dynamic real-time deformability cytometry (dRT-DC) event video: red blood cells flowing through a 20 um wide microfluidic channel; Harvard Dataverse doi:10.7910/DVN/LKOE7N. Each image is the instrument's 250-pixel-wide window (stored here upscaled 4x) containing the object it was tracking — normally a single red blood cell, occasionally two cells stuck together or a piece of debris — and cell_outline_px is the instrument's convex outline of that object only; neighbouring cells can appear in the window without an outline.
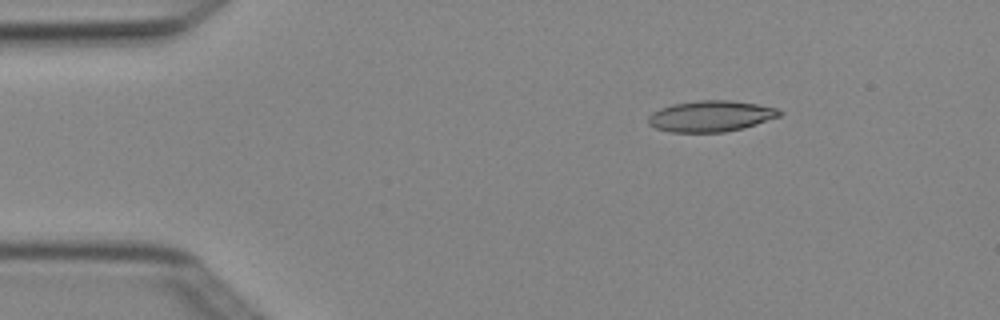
{"species": "Egyptian fruit bat (a non-hibernating species)", "species_latin": "Rousettus aegyptiacus", "temperature_condition": "cold", "stored_images_in_passage": 4, "camera_frame_rate_fps": 3000, "um_per_image_px": 0.085, "animal": {"sex": "female"}, "frame": {"image": 1, "passage_image": 2, "time_ms": 0.333, "image_size_px": [1000, 320], "cell_outline_px": [[784, 112], [780, 116], [744, 128], [724, 132], [668, 132], [656, 128], [648, 124], [648, 116], [652, 112], [660, 108], [672, 104], [700, 100], [728, 100], [756, 104], [780, 108]], "centroid_in_image_um": [60.42, 9.87], "position_along_channel_um": 24.6, "area_um2": 23.87}}
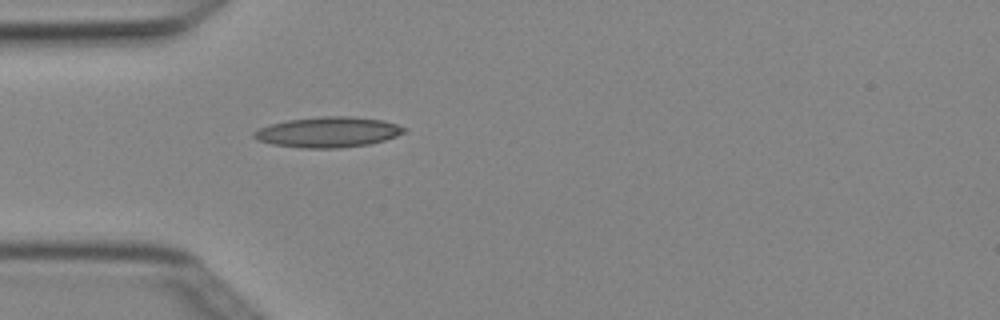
{"frame": {"image": 2, "passage_image": 4, "time_ms": 1.0, "image_size_px": [1000, 320], "cell_outline_px": [[408, 128], [404, 132], [396, 136], [384, 140], [368, 144], [340, 148], [304, 148], [272, 144], [256, 140], [252, 136], [252, 132], [268, 124], [288, 120], [320, 116], [352, 116], [380, 120], [396, 124]], "centroid_in_image_um": [27.85, 11.23], "position_along_channel_um": 57.2, "area_um2": 26.65}}